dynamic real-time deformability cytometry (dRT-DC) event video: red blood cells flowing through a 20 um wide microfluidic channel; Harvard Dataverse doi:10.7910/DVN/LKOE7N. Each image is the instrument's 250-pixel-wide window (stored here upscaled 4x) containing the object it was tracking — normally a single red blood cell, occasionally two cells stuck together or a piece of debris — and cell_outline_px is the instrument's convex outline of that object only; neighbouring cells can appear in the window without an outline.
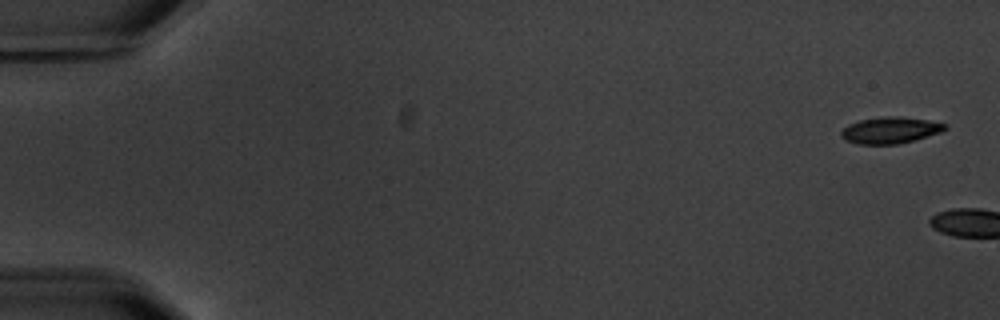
{"species": "common noctule bat (a hibernating species)", "species_latin": "Nyctalus noctula", "temperature_condition": "warm", "stored_images_in_passage": 2, "camera_frame_rate_fps": 3000, "um_per_image_px": 0.085, "animal": {"sex": "male", "body_mass_g": 20.1, "forearm_length_mm": 53.5}, "frame": {"image": 1, "passage_image": 1, "time_ms": 0.0, "image_size_px": [1000, 320], "cell_outline_px": [[948, 128], [940, 132], [916, 140], [900, 144], [856, 144], [844, 140], [840, 136], [840, 132], [848, 124], [860, 120], [884, 116], [900, 116], [928, 120], [948, 124]], "centroid_in_image_um": [75.67, 11.07], "position_along_channel_um": 9.3, "area_um2": 16.24}}